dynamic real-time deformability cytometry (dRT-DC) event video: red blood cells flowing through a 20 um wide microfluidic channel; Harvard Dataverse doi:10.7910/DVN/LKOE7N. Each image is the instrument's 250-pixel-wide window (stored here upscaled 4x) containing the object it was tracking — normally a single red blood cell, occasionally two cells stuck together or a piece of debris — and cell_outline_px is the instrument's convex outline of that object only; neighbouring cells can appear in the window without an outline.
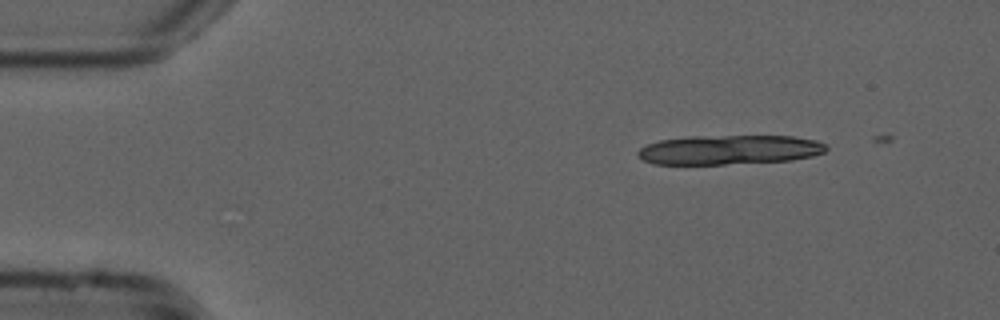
{"species": "common noctule bat (a hibernating species)", "species_latin": "Nyctalus noctula", "temperature_condition": "cold", "stored_images_in_passage": 4, "camera_frame_rate_fps": 3000, "um_per_image_px": 0.085, "animal": {"sex": "male", "forearm_length_mm": 52.5}, "frame": {"image": 1, "passage_image": 3, "time_ms": 0.667, "image_size_px": [1000, 320], "cell_outline_px": [[828, 148], [824, 152], [812, 156], [792, 160], [724, 164], [656, 164], [644, 160], [636, 156], [636, 152], [640, 148], [648, 144], [660, 140], [688, 136], [792, 136], [816, 140], [824, 144]], "centroid_in_image_um": [61.97, 12.73], "position_along_channel_um": 23.0, "area_um2": 32.31}}